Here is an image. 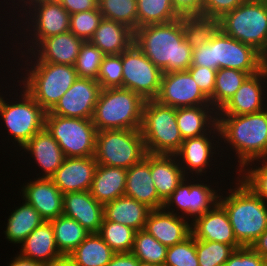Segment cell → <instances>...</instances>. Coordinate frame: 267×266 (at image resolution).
Here are the masks:
<instances>
[{"instance_id":"db71d44e","label":"cell","mask_w":267,"mask_h":266,"mask_svg":"<svg viewBox=\"0 0 267 266\" xmlns=\"http://www.w3.org/2000/svg\"><path fill=\"white\" fill-rule=\"evenodd\" d=\"M250 247L267 260V229L252 243Z\"/></svg>"},{"instance_id":"277c9868","label":"cell","mask_w":267,"mask_h":266,"mask_svg":"<svg viewBox=\"0 0 267 266\" xmlns=\"http://www.w3.org/2000/svg\"><path fill=\"white\" fill-rule=\"evenodd\" d=\"M238 182L227 197L219 196L218 203L228 215L237 242L250 247L267 229V204L241 179Z\"/></svg>"},{"instance_id":"d6986e66","label":"cell","mask_w":267,"mask_h":266,"mask_svg":"<svg viewBox=\"0 0 267 266\" xmlns=\"http://www.w3.org/2000/svg\"><path fill=\"white\" fill-rule=\"evenodd\" d=\"M191 235L195 239L215 241L231 245L234 249L242 246L237 242L225 209L217 203L211 210L194 218Z\"/></svg>"},{"instance_id":"7c38bea8","label":"cell","mask_w":267,"mask_h":266,"mask_svg":"<svg viewBox=\"0 0 267 266\" xmlns=\"http://www.w3.org/2000/svg\"><path fill=\"white\" fill-rule=\"evenodd\" d=\"M19 103L8 104L2 98L0 116L12 137L23 147L45 126L46 111L23 89Z\"/></svg>"},{"instance_id":"ac0fdd59","label":"cell","mask_w":267,"mask_h":266,"mask_svg":"<svg viewBox=\"0 0 267 266\" xmlns=\"http://www.w3.org/2000/svg\"><path fill=\"white\" fill-rule=\"evenodd\" d=\"M169 210L154 209L146 220L144 229L166 247L183 242L191 235V225L181 216ZM186 221V222H185Z\"/></svg>"},{"instance_id":"8fae6325","label":"cell","mask_w":267,"mask_h":266,"mask_svg":"<svg viewBox=\"0 0 267 266\" xmlns=\"http://www.w3.org/2000/svg\"><path fill=\"white\" fill-rule=\"evenodd\" d=\"M122 88L140 95L145 101L159 94L163 71L156 67L133 43L122 52Z\"/></svg>"},{"instance_id":"74e56055","label":"cell","mask_w":267,"mask_h":266,"mask_svg":"<svg viewBox=\"0 0 267 266\" xmlns=\"http://www.w3.org/2000/svg\"><path fill=\"white\" fill-rule=\"evenodd\" d=\"M168 247L161 244L145 230L136 231L131 253L139 260L164 266Z\"/></svg>"},{"instance_id":"9c48e42d","label":"cell","mask_w":267,"mask_h":266,"mask_svg":"<svg viewBox=\"0 0 267 266\" xmlns=\"http://www.w3.org/2000/svg\"><path fill=\"white\" fill-rule=\"evenodd\" d=\"M146 154L140 129L97 131L94 156L99 165L129 169Z\"/></svg>"},{"instance_id":"9a60e30c","label":"cell","mask_w":267,"mask_h":266,"mask_svg":"<svg viewBox=\"0 0 267 266\" xmlns=\"http://www.w3.org/2000/svg\"><path fill=\"white\" fill-rule=\"evenodd\" d=\"M35 6V7H31ZM34 8L30 18L33 19L30 22H34L32 29H34L32 36V43L34 47L30 46L31 50L37 48V46L46 38L55 36L61 33L69 31L70 14L62 7L58 0H36L29 4L30 9ZM35 18V19H34ZM35 40V41H34ZM34 41V42H33Z\"/></svg>"},{"instance_id":"ee69618b","label":"cell","mask_w":267,"mask_h":266,"mask_svg":"<svg viewBox=\"0 0 267 266\" xmlns=\"http://www.w3.org/2000/svg\"><path fill=\"white\" fill-rule=\"evenodd\" d=\"M164 266H199L196 239L190 235L183 242L168 247Z\"/></svg>"},{"instance_id":"2e32d148","label":"cell","mask_w":267,"mask_h":266,"mask_svg":"<svg viewBox=\"0 0 267 266\" xmlns=\"http://www.w3.org/2000/svg\"><path fill=\"white\" fill-rule=\"evenodd\" d=\"M185 181V182H184ZM187 179L184 178L171 196L164 203L163 208L170 209L171 204H176L177 209H180L185 216H191L195 218L208 212L219 201L217 192L210 188V186L204 183L186 184ZM193 216V217H192Z\"/></svg>"},{"instance_id":"cb8c5ba5","label":"cell","mask_w":267,"mask_h":266,"mask_svg":"<svg viewBox=\"0 0 267 266\" xmlns=\"http://www.w3.org/2000/svg\"><path fill=\"white\" fill-rule=\"evenodd\" d=\"M83 42L81 38L68 31L44 39L37 46L38 48L31 51V54L38 56L35 62L74 66Z\"/></svg>"},{"instance_id":"ab89813d","label":"cell","mask_w":267,"mask_h":266,"mask_svg":"<svg viewBox=\"0 0 267 266\" xmlns=\"http://www.w3.org/2000/svg\"><path fill=\"white\" fill-rule=\"evenodd\" d=\"M136 230L103 218L98 234L105 243L115 252H131L134 244Z\"/></svg>"},{"instance_id":"5bb4252c","label":"cell","mask_w":267,"mask_h":266,"mask_svg":"<svg viewBox=\"0 0 267 266\" xmlns=\"http://www.w3.org/2000/svg\"><path fill=\"white\" fill-rule=\"evenodd\" d=\"M100 92L101 86L97 80L77 78L49 113L67 118L92 119Z\"/></svg>"},{"instance_id":"f546056e","label":"cell","mask_w":267,"mask_h":266,"mask_svg":"<svg viewBox=\"0 0 267 266\" xmlns=\"http://www.w3.org/2000/svg\"><path fill=\"white\" fill-rule=\"evenodd\" d=\"M126 178L127 169L98 164L89 192L105 205L125 194Z\"/></svg>"},{"instance_id":"4fadbf2b","label":"cell","mask_w":267,"mask_h":266,"mask_svg":"<svg viewBox=\"0 0 267 266\" xmlns=\"http://www.w3.org/2000/svg\"><path fill=\"white\" fill-rule=\"evenodd\" d=\"M155 100L176 109L211 105L188 71L163 73L160 91Z\"/></svg>"},{"instance_id":"f35d334b","label":"cell","mask_w":267,"mask_h":266,"mask_svg":"<svg viewBox=\"0 0 267 266\" xmlns=\"http://www.w3.org/2000/svg\"><path fill=\"white\" fill-rule=\"evenodd\" d=\"M103 18L127 25L135 31L138 28L137 0H98Z\"/></svg>"},{"instance_id":"83f0119b","label":"cell","mask_w":267,"mask_h":266,"mask_svg":"<svg viewBox=\"0 0 267 266\" xmlns=\"http://www.w3.org/2000/svg\"><path fill=\"white\" fill-rule=\"evenodd\" d=\"M21 244L20 255L44 264L63 256L57 248L50 221L42 222Z\"/></svg>"},{"instance_id":"d4e9b609","label":"cell","mask_w":267,"mask_h":266,"mask_svg":"<svg viewBox=\"0 0 267 266\" xmlns=\"http://www.w3.org/2000/svg\"><path fill=\"white\" fill-rule=\"evenodd\" d=\"M176 159L175 155L150 154V173L157 194L164 203L186 176Z\"/></svg>"},{"instance_id":"3957f363","label":"cell","mask_w":267,"mask_h":266,"mask_svg":"<svg viewBox=\"0 0 267 266\" xmlns=\"http://www.w3.org/2000/svg\"><path fill=\"white\" fill-rule=\"evenodd\" d=\"M266 109L246 115H217L219 136L235 148L239 171L254 160H267Z\"/></svg>"},{"instance_id":"e575fe53","label":"cell","mask_w":267,"mask_h":266,"mask_svg":"<svg viewBox=\"0 0 267 266\" xmlns=\"http://www.w3.org/2000/svg\"><path fill=\"white\" fill-rule=\"evenodd\" d=\"M42 222L44 220L39 212L32 205L24 202L13 213L11 212L6 231H4L6 238L12 243L21 244Z\"/></svg>"},{"instance_id":"7dc6e473","label":"cell","mask_w":267,"mask_h":266,"mask_svg":"<svg viewBox=\"0 0 267 266\" xmlns=\"http://www.w3.org/2000/svg\"><path fill=\"white\" fill-rule=\"evenodd\" d=\"M245 0H204L203 24H214L225 13L234 10Z\"/></svg>"},{"instance_id":"9f6ffc18","label":"cell","mask_w":267,"mask_h":266,"mask_svg":"<svg viewBox=\"0 0 267 266\" xmlns=\"http://www.w3.org/2000/svg\"><path fill=\"white\" fill-rule=\"evenodd\" d=\"M45 266H76L68 256H62L61 258L51 261L45 264Z\"/></svg>"},{"instance_id":"680465c9","label":"cell","mask_w":267,"mask_h":266,"mask_svg":"<svg viewBox=\"0 0 267 266\" xmlns=\"http://www.w3.org/2000/svg\"><path fill=\"white\" fill-rule=\"evenodd\" d=\"M21 2L22 1H24V4L26 3V5L25 6H28L30 3H32V2H34V1H36V0H20ZM28 4V5H27Z\"/></svg>"},{"instance_id":"8d00e7d4","label":"cell","mask_w":267,"mask_h":266,"mask_svg":"<svg viewBox=\"0 0 267 266\" xmlns=\"http://www.w3.org/2000/svg\"><path fill=\"white\" fill-rule=\"evenodd\" d=\"M138 27L174 21L181 16L171 0H137Z\"/></svg>"},{"instance_id":"f1b7e54d","label":"cell","mask_w":267,"mask_h":266,"mask_svg":"<svg viewBox=\"0 0 267 266\" xmlns=\"http://www.w3.org/2000/svg\"><path fill=\"white\" fill-rule=\"evenodd\" d=\"M134 41V31L127 25L103 18L90 42L105 55H118Z\"/></svg>"},{"instance_id":"f5cc1de1","label":"cell","mask_w":267,"mask_h":266,"mask_svg":"<svg viewBox=\"0 0 267 266\" xmlns=\"http://www.w3.org/2000/svg\"><path fill=\"white\" fill-rule=\"evenodd\" d=\"M106 266H139V260L131 252L115 253Z\"/></svg>"},{"instance_id":"60d3db41","label":"cell","mask_w":267,"mask_h":266,"mask_svg":"<svg viewBox=\"0 0 267 266\" xmlns=\"http://www.w3.org/2000/svg\"><path fill=\"white\" fill-rule=\"evenodd\" d=\"M104 56L105 54L90 41H84L74 65L78 78L97 80Z\"/></svg>"},{"instance_id":"d590c367","label":"cell","mask_w":267,"mask_h":266,"mask_svg":"<svg viewBox=\"0 0 267 266\" xmlns=\"http://www.w3.org/2000/svg\"><path fill=\"white\" fill-rule=\"evenodd\" d=\"M248 76L247 72L236 69L222 68L217 70L214 92L209 99L216 112L231 99Z\"/></svg>"},{"instance_id":"836d02e7","label":"cell","mask_w":267,"mask_h":266,"mask_svg":"<svg viewBox=\"0 0 267 266\" xmlns=\"http://www.w3.org/2000/svg\"><path fill=\"white\" fill-rule=\"evenodd\" d=\"M59 252L68 256L90 233L75 219L64 214L50 221Z\"/></svg>"},{"instance_id":"8992f818","label":"cell","mask_w":267,"mask_h":266,"mask_svg":"<svg viewBox=\"0 0 267 266\" xmlns=\"http://www.w3.org/2000/svg\"><path fill=\"white\" fill-rule=\"evenodd\" d=\"M214 25L224 34L254 47L267 59V0H245Z\"/></svg>"},{"instance_id":"4316f807","label":"cell","mask_w":267,"mask_h":266,"mask_svg":"<svg viewBox=\"0 0 267 266\" xmlns=\"http://www.w3.org/2000/svg\"><path fill=\"white\" fill-rule=\"evenodd\" d=\"M22 148L31 152L38 166L45 172L42 175L45 178H50L66 158L57 141L45 127Z\"/></svg>"},{"instance_id":"4dcf8cb0","label":"cell","mask_w":267,"mask_h":266,"mask_svg":"<svg viewBox=\"0 0 267 266\" xmlns=\"http://www.w3.org/2000/svg\"><path fill=\"white\" fill-rule=\"evenodd\" d=\"M151 211L152 209L147 205L123 195L104 205V218L139 231L144 229Z\"/></svg>"},{"instance_id":"d6a6232c","label":"cell","mask_w":267,"mask_h":266,"mask_svg":"<svg viewBox=\"0 0 267 266\" xmlns=\"http://www.w3.org/2000/svg\"><path fill=\"white\" fill-rule=\"evenodd\" d=\"M114 255L98 233H90L68 257L76 266H106Z\"/></svg>"},{"instance_id":"7a4b0ae2","label":"cell","mask_w":267,"mask_h":266,"mask_svg":"<svg viewBox=\"0 0 267 266\" xmlns=\"http://www.w3.org/2000/svg\"><path fill=\"white\" fill-rule=\"evenodd\" d=\"M267 65L254 47L224 34L214 24L198 23L194 29L191 66L236 69L253 75Z\"/></svg>"},{"instance_id":"816d5d0a","label":"cell","mask_w":267,"mask_h":266,"mask_svg":"<svg viewBox=\"0 0 267 266\" xmlns=\"http://www.w3.org/2000/svg\"><path fill=\"white\" fill-rule=\"evenodd\" d=\"M62 7L71 15L77 12L98 8V0H58Z\"/></svg>"},{"instance_id":"6f0895ef","label":"cell","mask_w":267,"mask_h":266,"mask_svg":"<svg viewBox=\"0 0 267 266\" xmlns=\"http://www.w3.org/2000/svg\"><path fill=\"white\" fill-rule=\"evenodd\" d=\"M139 266H158V265L150 264L148 262L139 261Z\"/></svg>"},{"instance_id":"b9f144b4","label":"cell","mask_w":267,"mask_h":266,"mask_svg":"<svg viewBox=\"0 0 267 266\" xmlns=\"http://www.w3.org/2000/svg\"><path fill=\"white\" fill-rule=\"evenodd\" d=\"M234 250L231 245L196 239L199 266H224Z\"/></svg>"},{"instance_id":"30bf717a","label":"cell","mask_w":267,"mask_h":266,"mask_svg":"<svg viewBox=\"0 0 267 266\" xmlns=\"http://www.w3.org/2000/svg\"><path fill=\"white\" fill-rule=\"evenodd\" d=\"M67 158L95 155L97 129L92 119L67 118L46 112L45 126Z\"/></svg>"},{"instance_id":"1f68e13d","label":"cell","mask_w":267,"mask_h":266,"mask_svg":"<svg viewBox=\"0 0 267 266\" xmlns=\"http://www.w3.org/2000/svg\"><path fill=\"white\" fill-rule=\"evenodd\" d=\"M208 138L209 137L204 134L183 140L181 148L175 156L180 158L178 160H181L180 166L184 175L188 173L186 172L187 170H190V172L195 171L197 175H201L202 172L207 169L206 167L209 166L210 157L214 154L212 149L215 147L212 145V140ZM182 163L184 164L182 165Z\"/></svg>"},{"instance_id":"44dd1931","label":"cell","mask_w":267,"mask_h":266,"mask_svg":"<svg viewBox=\"0 0 267 266\" xmlns=\"http://www.w3.org/2000/svg\"><path fill=\"white\" fill-rule=\"evenodd\" d=\"M23 199L32 205L44 221H51L63 214V193L51 178L38 177L22 187Z\"/></svg>"},{"instance_id":"f907efd6","label":"cell","mask_w":267,"mask_h":266,"mask_svg":"<svg viewBox=\"0 0 267 266\" xmlns=\"http://www.w3.org/2000/svg\"><path fill=\"white\" fill-rule=\"evenodd\" d=\"M174 10L181 16L203 24L204 0H171Z\"/></svg>"},{"instance_id":"e0dca14e","label":"cell","mask_w":267,"mask_h":266,"mask_svg":"<svg viewBox=\"0 0 267 266\" xmlns=\"http://www.w3.org/2000/svg\"><path fill=\"white\" fill-rule=\"evenodd\" d=\"M97 166L95 156L66 157L50 178L63 194L89 191Z\"/></svg>"},{"instance_id":"c3c4849f","label":"cell","mask_w":267,"mask_h":266,"mask_svg":"<svg viewBox=\"0 0 267 266\" xmlns=\"http://www.w3.org/2000/svg\"><path fill=\"white\" fill-rule=\"evenodd\" d=\"M224 266H267V260L251 247L235 249Z\"/></svg>"},{"instance_id":"484cf974","label":"cell","mask_w":267,"mask_h":266,"mask_svg":"<svg viewBox=\"0 0 267 266\" xmlns=\"http://www.w3.org/2000/svg\"><path fill=\"white\" fill-rule=\"evenodd\" d=\"M209 106L210 105H200L176 109V123L183 140L207 134L206 132L208 131L206 130H209L208 133L210 135L212 134V130L214 131L213 133H218V135H220L217 125V112L213 107ZM210 125L213 128H211Z\"/></svg>"},{"instance_id":"52a82bcc","label":"cell","mask_w":267,"mask_h":266,"mask_svg":"<svg viewBox=\"0 0 267 266\" xmlns=\"http://www.w3.org/2000/svg\"><path fill=\"white\" fill-rule=\"evenodd\" d=\"M147 153L175 155L183 138L176 123V108L146 100L140 128Z\"/></svg>"},{"instance_id":"603a6c76","label":"cell","mask_w":267,"mask_h":266,"mask_svg":"<svg viewBox=\"0 0 267 266\" xmlns=\"http://www.w3.org/2000/svg\"><path fill=\"white\" fill-rule=\"evenodd\" d=\"M124 195L147 205L152 210L163 208L164 202L157 194L150 173V153H147L140 162L127 169Z\"/></svg>"},{"instance_id":"f6af8a7d","label":"cell","mask_w":267,"mask_h":266,"mask_svg":"<svg viewBox=\"0 0 267 266\" xmlns=\"http://www.w3.org/2000/svg\"><path fill=\"white\" fill-rule=\"evenodd\" d=\"M122 69V53L118 55H105L97 76L101 89L122 87Z\"/></svg>"},{"instance_id":"11a10c76","label":"cell","mask_w":267,"mask_h":266,"mask_svg":"<svg viewBox=\"0 0 267 266\" xmlns=\"http://www.w3.org/2000/svg\"><path fill=\"white\" fill-rule=\"evenodd\" d=\"M9 266H45L44 263L38 262L35 260H31L29 258L23 257L22 255H18L11 261Z\"/></svg>"},{"instance_id":"7bdbcfd3","label":"cell","mask_w":267,"mask_h":266,"mask_svg":"<svg viewBox=\"0 0 267 266\" xmlns=\"http://www.w3.org/2000/svg\"><path fill=\"white\" fill-rule=\"evenodd\" d=\"M102 19L103 16L99 7L94 10L71 14L69 31L83 41H90Z\"/></svg>"},{"instance_id":"7402d4cb","label":"cell","mask_w":267,"mask_h":266,"mask_svg":"<svg viewBox=\"0 0 267 266\" xmlns=\"http://www.w3.org/2000/svg\"><path fill=\"white\" fill-rule=\"evenodd\" d=\"M63 214L75 219L89 233H98L104 218V205L89 191L70 192L63 195Z\"/></svg>"},{"instance_id":"bcb514c9","label":"cell","mask_w":267,"mask_h":266,"mask_svg":"<svg viewBox=\"0 0 267 266\" xmlns=\"http://www.w3.org/2000/svg\"><path fill=\"white\" fill-rule=\"evenodd\" d=\"M262 167L256 169L243 168L240 173L244 172L241 180L260 198L267 203V160L262 161ZM254 169V170H253ZM247 170V171H246Z\"/></svg>"},{"instance_id":"6da1fadb","label":"cell","mask_w":267,"mask_h":266,"mask_svg":"<svg viewBox=\"0 0 267 266\" xmlns=\"http://www.w3.org/2000/svg\"><path fill=\"white\" fill-rule=\"evenodd\" d=\"M197 25L195 20L180 17L168 23L138 27L133 43L163 73L187 71Z\"/></svg>"},{"instance_id":"ba28073f","label":"cell","mask_w":267,"mask_h":266,"mask_svg":"<svg viewBox=\"0 0 267 266\" xmlns=\"http://www.w3.org/2000/svg\"><path fill=\"white\" fill-rule=\"evenodd\" d=\"M30 69L26 70L28 74L22 80L23 88L46 112L78 78L75 67L71 65L37 62Z\"/></svg>"},{"instance_id":"ffe728a7","label":"cell","mask_w":267,"mask_h":266,"mask_svg":"<svg viewBox=\"0 0 267 266\" xmlns=\"http://www.w3.org/2000/svg\"><path fill=\"white\" fill-rule=\"evenodd\" d=\"M267 78V65L259 72L249 75L231 99L217 112V115H246L262 111L264 89L261 84ZM263 91V92H262ZM263 105V106H262Z\"/></svg>"},{"instance_id":"681fc988","label":"cell","mask_w":267,"mask_h":266,"mask_svg":"<svg viewBox=\"0 0 267 266\" xmlns=\"http://www.w3.org/2000/svg\"><path fill=\"white\" fill-rule=\"evenodd\" d=\"M187 71L191 74L203 94L210 99L214 92L217 70L201 66H190Z\"/></svg>"},{"instance_id":"5b68a950","label":"cell","mask_w":267,"mask_h":266,"mask_svg":"<svg viewBox=\"0 0 267 266\" xmlns=\"http://www.w3.org/2000/svg\"><path fill=\"white\" fill-rule=\"evenodd\" d=\"M145 100L122 87L101 89L93 114L97 131L140 129Z\"/></svg>"}]
</instances>
